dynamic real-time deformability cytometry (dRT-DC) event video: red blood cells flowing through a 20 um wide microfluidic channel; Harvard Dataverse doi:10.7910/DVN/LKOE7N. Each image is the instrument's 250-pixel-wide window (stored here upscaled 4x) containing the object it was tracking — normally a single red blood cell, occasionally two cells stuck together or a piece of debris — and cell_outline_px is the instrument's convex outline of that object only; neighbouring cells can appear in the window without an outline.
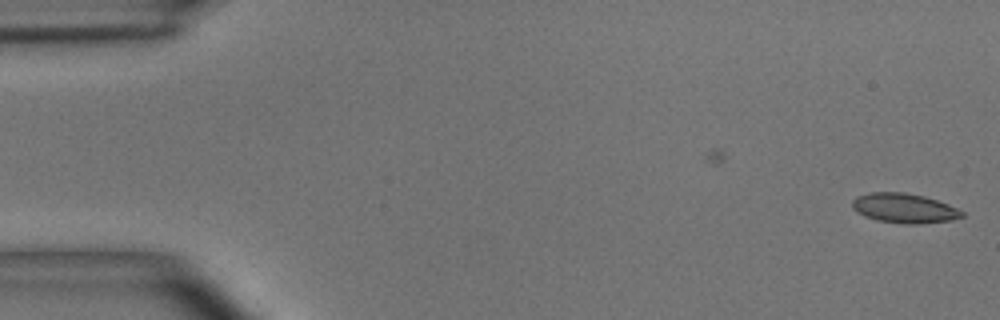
{"species": "common noctule bat (a hibernating species)", "species_latin": "Nyctalus noctula", "temperature_condition": "room temperature", "stored_images_in_passage": 10, "camera_frame_rate_fps": 3000, "um_per_image_px": 0.085, "animal": {"sex": "male", "body_mass_g": 15.6}, "frame": {"image": 1, "passage_image": 10, "time_ms": 3.0, "image_size_px": [1000, 320], "cell_outline_px": [[964, 216], [952, 220], [916, 224], [904, 224], [876, 220], [864, 216], [856, 212], [852, 208], [852, 200], [856, 196], [868, 192], [904, 192], [924, 196], [948, 204], [964, 212]], "centroid_in_image_um": [76.82, 17.69], "position_along_channel_um": 8.2, "area_um2": 19.07}}